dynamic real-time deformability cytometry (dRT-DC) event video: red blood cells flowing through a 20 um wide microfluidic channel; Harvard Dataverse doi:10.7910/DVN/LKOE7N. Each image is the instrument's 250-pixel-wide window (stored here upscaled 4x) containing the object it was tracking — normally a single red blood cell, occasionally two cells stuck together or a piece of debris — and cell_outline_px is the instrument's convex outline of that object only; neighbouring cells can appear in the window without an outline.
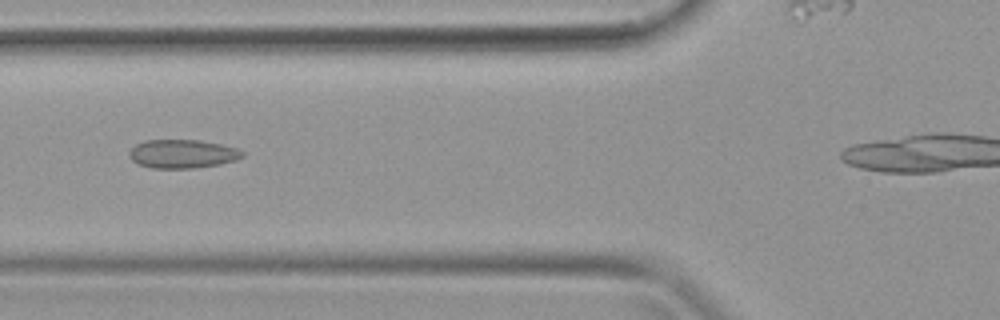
{"species": "common noctule bat (a hibernating species)", "species_latin": "Nyctalus noctula", "temperature_condition": "warm", "stored_images_in_passage": 28, "camera_frame_rate_fps": 3000, "um_per_image_px": 0.085, "animal": {"sex": "female", "body_mass_g": 19.9}, "frame": {"image": 1, "passage_image": 9, "time_ms": 2.667, "image_size_px": [1000, 320], "cell_outline_px": [[244, 156], [236, 160], [220, 164], [196, 168], [152, 168], [140, 164], [132, 160], [128, 156], [128, 152], [136, 144], [144, 140], [200, 140], [220, 144], [236, 148], [244, 152]], "centroid_in_image_um": [15.51, 13.07], "position_along_channel_um": 110.3, "area_um2": 18.9}}
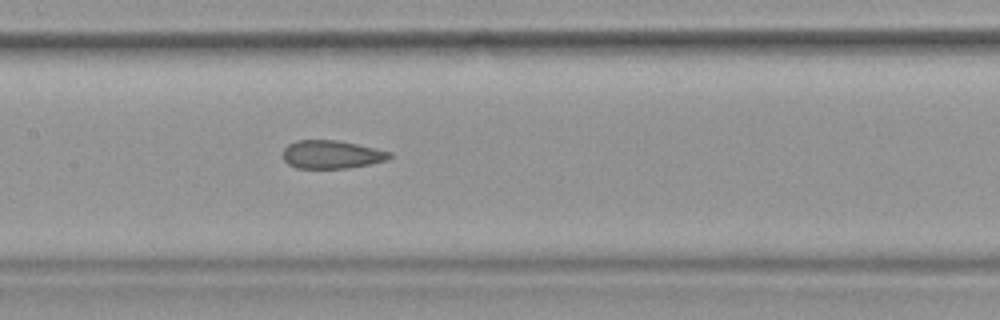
{"frame": {"image": 2, "passage_image": 13, "time_ms": 4.0, "image_size_px": [1000, 320], "cell_outline_px": [[392, 156], [388, 160], [368, 164], [344, 168], [296, 168], [288, 164], [284, 160], [284, 148], [288, 144], [296, 140], [336, 140], [376, 148], [392, 152]], "centroid_in_image_um": [28.19, 13.12], "position_along_channel_um": 179.2, "area_um2": 17.46}}
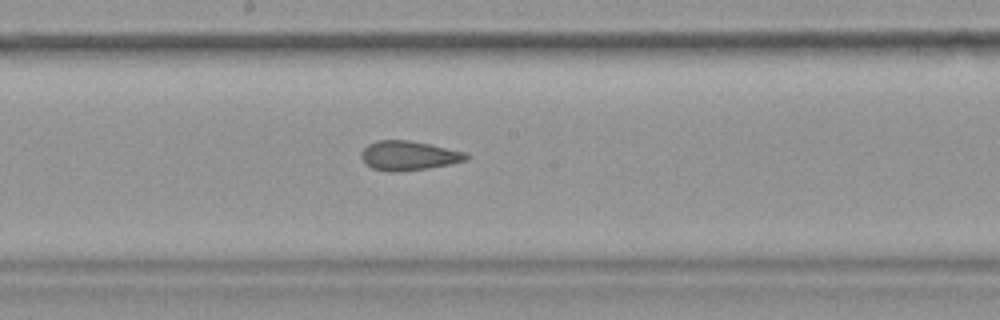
{"frame": {"image": 3, "passage_image": 15, "time_ms": 4.667, "image_size_px": [1000, 320], "cell_outline_px": [[468, 160], [428, 168], [396, 172], [388, 172], [372, 168], [360, 156], [360, 152], [368, 144], [376, 140], [408, 140], [428, 144], [464, 152], [468, 156]], "centroid_in_image_um": [34.69, 13.23], "position_along_channel_um": 213.5, "area_um2": 17.74}}